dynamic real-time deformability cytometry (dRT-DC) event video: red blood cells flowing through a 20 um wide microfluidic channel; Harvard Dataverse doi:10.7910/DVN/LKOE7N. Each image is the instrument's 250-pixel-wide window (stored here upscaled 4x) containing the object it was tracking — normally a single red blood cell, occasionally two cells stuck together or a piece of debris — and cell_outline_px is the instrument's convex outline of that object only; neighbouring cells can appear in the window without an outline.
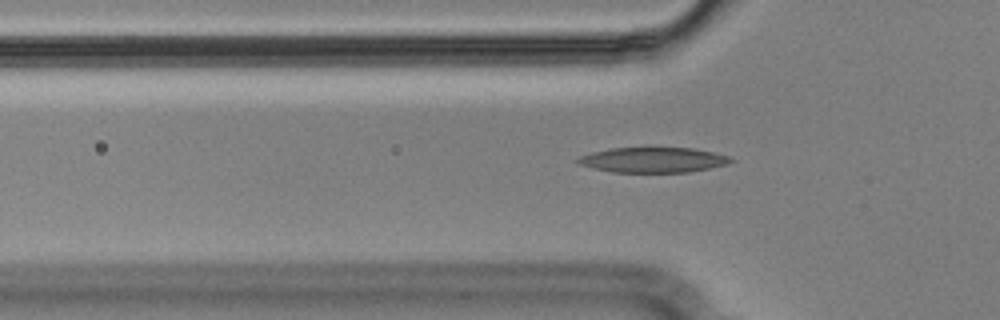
{"species": "Egyptian fruit bat (a non-hibernating species)", "species_latin": "Rousettus aegyptiacus", "temperature_condition": "cold", "stored_images_in_passage": 41, "camera_frame_rate_fps": 3000, "um_per_image_px": 0.085, "animal": {"sex": "male"}, "frame": {"image": 1, "passage_image": 4, "time_ms": 1.0, "image_size_px": [1000, 320], "cell_outline_px": [[736, 160], [728, 164], [688, 172], [612, 172], [580, 164], [572, 160], [580, 156], [592, 152], [612, 148], [692, 148], [712, 152], [728, 156]], "centroid_in_image_um": [55.51, 13.59], "position_along_channel_um": 70.3, "area_um2": 22.25}}
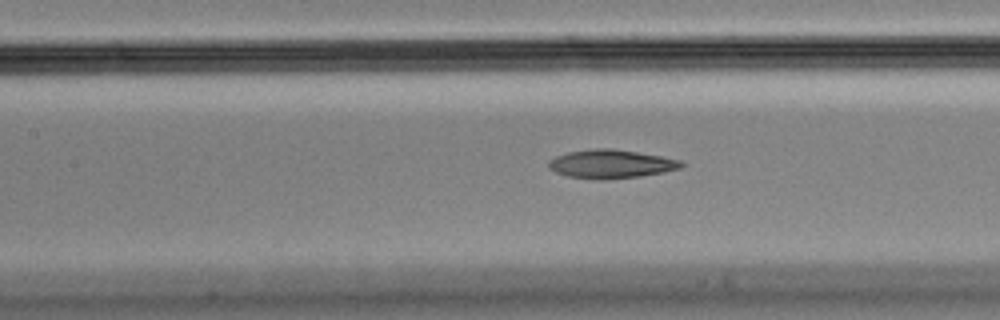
{"frame": {"image": 2, "passage_image": 11, "time_ms": 3.333, "image_size_px": [1000, 320], "cell_outline_px": [[688, 164], [680, 168], [664, 172], [640, 176], [604, 180], [596, 180], [568, 176], [556, 172], [548, 168], [548, 160], [556, 156], [568, 152], [596, 148], [612, 148], [660, 156], [680, 160]], "centroid_in_image_um": [51.93, 13.94], "position_along_channel_um": 155.5, "area_um2": 22.2}}
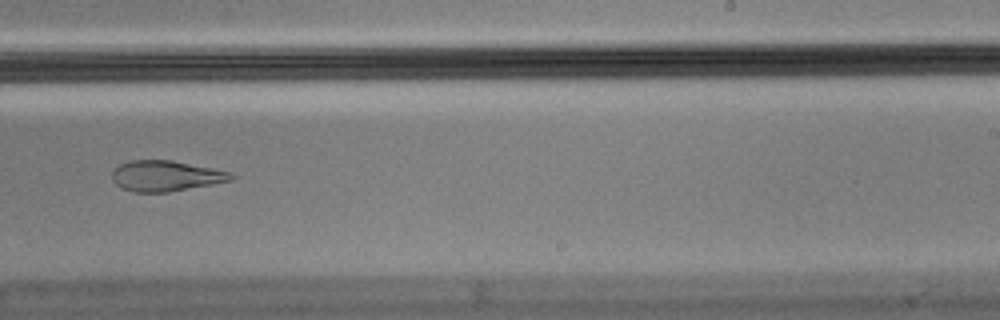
{"frame": {"image": 3, "passage_image": 21, "time_ms": 6.667, "image_size_px": [1000, 320], "cell_outline_px": [[236, 176], [232, 180], [212, 184], [168, 192], [132, 192], [120, 188], [112, 180], [112, 172], [120, 164], [128, 160], [172, 160], [232, 172]], "centroid_in_image_um": [14.08, 14.95], "position_along_channel_um": 274.9, "area_um2": 21.33}, "authors_computed_cell_mechanics": {"area_um2": 22.542, "velocity_mm_per_s": 3.5927, "shape_relaxation_time_tau1_ms": null, "shape_relaxation_time_tau2_ms": 3.3939, "deformation_change_tau1": null, "deformation_change_tau2": 0.1201}}